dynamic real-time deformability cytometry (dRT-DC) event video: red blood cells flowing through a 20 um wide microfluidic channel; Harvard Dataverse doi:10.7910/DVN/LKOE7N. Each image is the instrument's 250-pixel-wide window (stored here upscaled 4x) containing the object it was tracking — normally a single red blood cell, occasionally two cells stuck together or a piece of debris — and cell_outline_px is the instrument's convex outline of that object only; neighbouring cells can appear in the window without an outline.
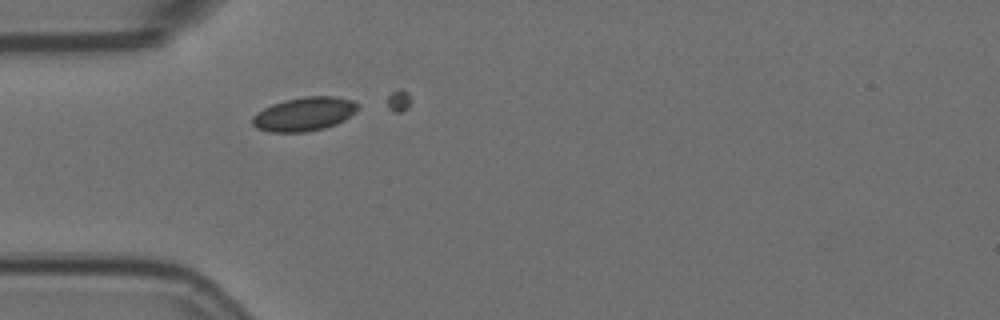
{"species": "Egyptian fruit bat (a non-hibernating species)", "species_latin": "Rousettus aegyptiacus", "temperature_condition": "room temperature", "stored_images_in_passage": 1, "camera_frame_rate_fps": 3000, "um_per_image_px": 0.085, "animal": {"sex": "female"}, "frame": {"image": 1, "passage_image": 1, "time_ms": 0.0, "image_size_px": [1000, 320], "cell_outline_px": [[360, 108], [356, 112], [344, 120], [336, 124], [324, 128], [304, 132], [268, 132], [256, 128], [252, 124], [252, 116], [264, 108], [272, 104], [284, 100], [304, 96], [332, 96], [352, 100], [360, 104]], "centroid_in_image_um": [25.87, 9.69], "position_along_channel_um": 59.1, "area_um2": 20.92}}